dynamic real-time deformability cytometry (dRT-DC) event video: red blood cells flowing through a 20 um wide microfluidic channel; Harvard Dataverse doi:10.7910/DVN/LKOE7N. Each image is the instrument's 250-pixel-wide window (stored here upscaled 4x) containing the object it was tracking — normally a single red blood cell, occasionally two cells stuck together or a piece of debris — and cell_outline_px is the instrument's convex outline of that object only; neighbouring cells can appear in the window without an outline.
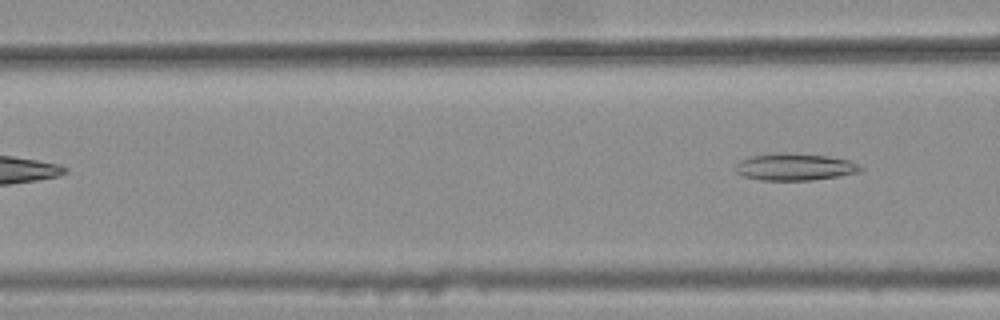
{"species": "common noctule bat (a hibernating species)", "species_latin": "Nyctalus noctula", "temperature_condition": "warm", "stored_images_in_passage": 3, "camera_frame_rate_fps": 3000, "um_per_image_px": 0.085, "animal": {"sex": "female", "body_mass_g": 25.1}, "frame": {"image": 1, "passage_image": 3, "time_ms": 0.667, "image_size_px": [1000, 320], "cell_outline_px": [[864, 168], [860, 172], [840, 176], [812, 180], [760, 180], [744, 176], [736, 172], [732, 168], [740, 160], [748, 156], [780, 152], [784, 152], [828, 156], [848, 160], [860, 164]], "centroid_in_image_um": [67.54, 14.18], "position_along_channel_um": 99.1, "area_um2": 20.0}}